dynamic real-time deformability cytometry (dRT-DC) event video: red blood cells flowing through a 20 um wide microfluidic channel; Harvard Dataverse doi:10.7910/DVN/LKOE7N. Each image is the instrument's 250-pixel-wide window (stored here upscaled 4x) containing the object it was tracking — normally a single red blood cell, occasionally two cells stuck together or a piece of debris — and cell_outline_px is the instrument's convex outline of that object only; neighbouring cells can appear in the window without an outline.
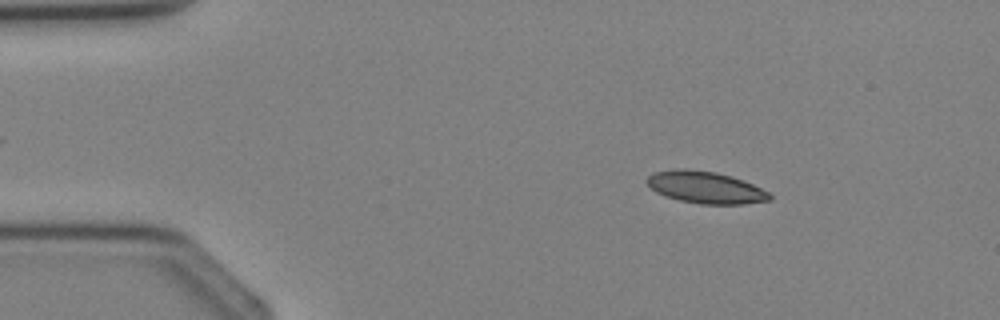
{"species": "Egyptian fruit bat (a non-hibernating species)", "species_latin": "Rousettus aegyptiacus", "temperature_condition": "cold", "stored_images_in_passage": 2, "camera_frame_rate_fps": 3000, "um_per_image_px": 0.085, "animal": {"sex": "female"}, "frame": {"image": 1, "passage_image": 1, "time_ms": 0.0, "image_size_px": [1000, 320], "cell_outline_px": [[772, 200], [744, 204], [700, 204], [680, 200], [656, 192], [644, 180], [652, 172], [672, 168], [688, 168], [716, 172], [732, 176], [752, 184], [768, 192], [772, 196]], "centroid_in_image_um": [59.94, 15.91], "position_along_channel_um": 25.1, "area_um2": 23.0}}